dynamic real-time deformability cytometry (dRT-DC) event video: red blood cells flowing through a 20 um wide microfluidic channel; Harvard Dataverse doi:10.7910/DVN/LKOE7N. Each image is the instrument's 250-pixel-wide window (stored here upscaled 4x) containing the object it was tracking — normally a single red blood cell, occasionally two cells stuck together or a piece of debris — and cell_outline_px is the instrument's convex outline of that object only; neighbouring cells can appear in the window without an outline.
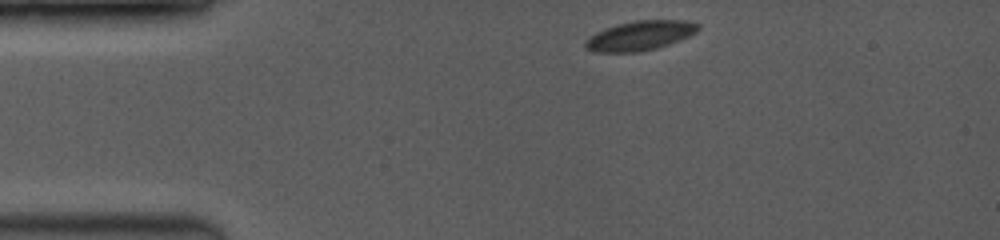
{"species": "common noctule bat (a hibernating species)", "species_latin": "Nyctalus noctula", "temperature_condition": "room temperature", "stored_images_in_passage": 13, "camera_frame_rate_fps": 3500, "um_per_image_px": 0.085, "animal": {"sex": "female", "body_mass_g": 19.0, "forearm_length_mm": 53.3}, "frame": {"image": 1, "passage_image": 1, "time_ms": 0.0, "image_size_px": [1000, 240], "cell_outline_px": [[700, 28], [696, 32], [680, 40], [656, 48], [640, 52], [592, 52], [584, 44], [596, 32], [620, 24], [640, 20], [684, 20], [696, 24]], "centroid_in_image_um": [54.43, 3.04], "position_along_channel_um": 30.6, "area_um2": 18.9}}